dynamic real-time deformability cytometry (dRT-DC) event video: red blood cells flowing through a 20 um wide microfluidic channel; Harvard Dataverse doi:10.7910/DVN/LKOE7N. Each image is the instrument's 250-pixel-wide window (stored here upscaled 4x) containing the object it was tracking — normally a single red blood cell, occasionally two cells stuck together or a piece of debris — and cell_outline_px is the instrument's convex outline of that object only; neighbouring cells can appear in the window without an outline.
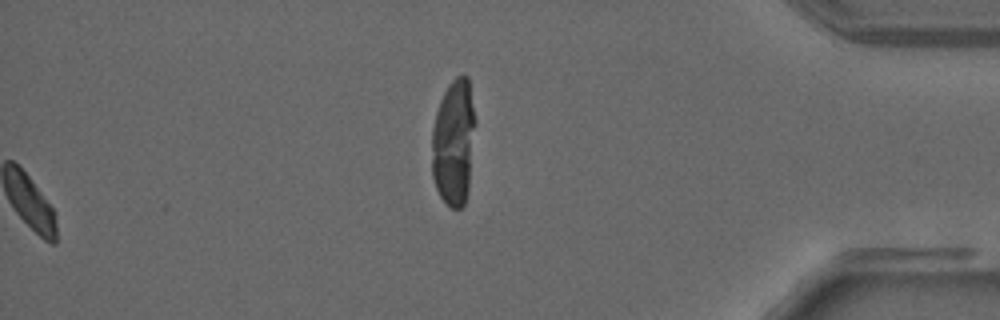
{"species": "common noctule bat (a hibernating species)", "species_latin": "Nyctalus noctula", "temperature_condition": "warm", "stored_images_in_passage": 36, "segment_of_instrument_passage": [2, 2], "camera_frame_rate_fps": 3000, "um_per_image_px": 0.085, "animal": {"sex": "male", "forearm_length_mm": 52.5}, "frame": {"image": 1, "passage_image": 36, "time_ms": 11.667, "image_size_px": [1000, 320], "cell_outline_px": [[472, 128], [468, 192], [464, 204], [460, 208], [452, 208], [440, 196], [436, 188], [432, 176], [432, 128], [436, 112], [440, 100], [448, 84], [456, 76], [468, 76], [472, 108]], "centroid_in_image_um": [38.5, 12.12], "position_along_channel_um": 396.7, "area_um2": 30.92}}